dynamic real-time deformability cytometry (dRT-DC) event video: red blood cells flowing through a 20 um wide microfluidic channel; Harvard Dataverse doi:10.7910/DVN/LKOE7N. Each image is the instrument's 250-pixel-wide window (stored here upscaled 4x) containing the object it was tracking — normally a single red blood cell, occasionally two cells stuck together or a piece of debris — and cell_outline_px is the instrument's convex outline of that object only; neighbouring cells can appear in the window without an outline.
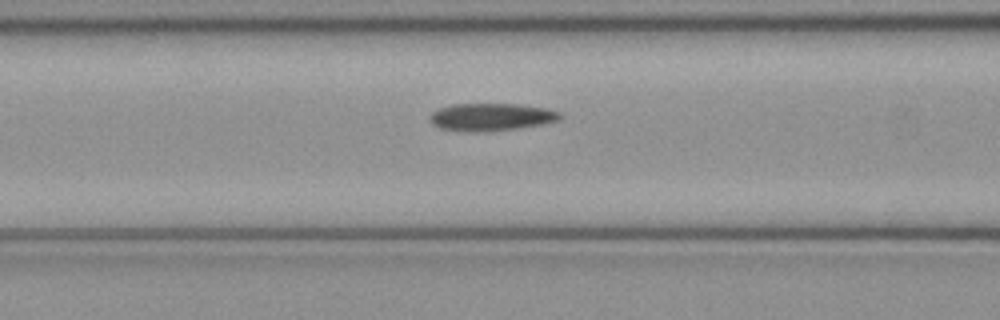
{"species": "common noctule bat (a hibernating species)", "species_latin": "Nyctalus noctula", "temperature_condition": "cold", "stored_images_in_passage": 44, "camera_frame_rate_fps": 3000, "um_per_image_px": 0.085, "animal": {"sex": "female", "body_mass_g": 21.9}, "frame": {"image": 1, "passage_image": 14, "time_ms": 4.333, "image_size_px": [1000, 320], "cell_outline_px": [[564, 116], [560, 120], [544, 124], [520, 128], [488, 132], [464, 132], [440, 128], [432, 124], [428, 120], [428, 116], [432, 112], [440, 108], [452, 104], [520, 104], [548, 108], [560, 112]], "centroid_in_image_um": [41.77, 9.95], "position_along_channel_um": 124.8, "area_um2": 21.44}}
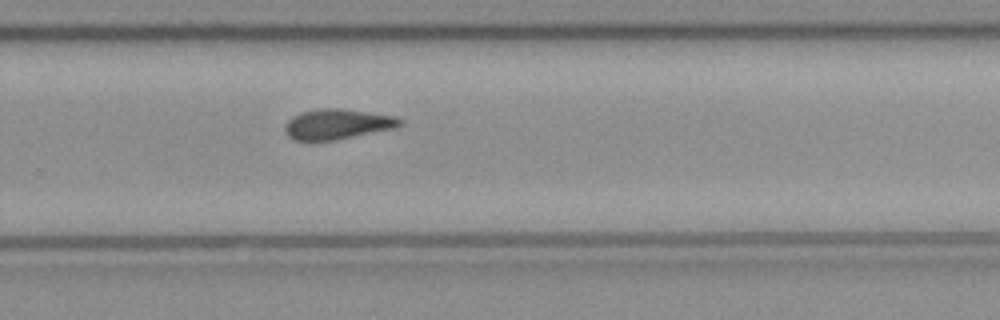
{"frame": {"image": 2, "passage_image": 27, "time_ms": 8.667, "image_size_px": [1000, 320], "cell_outline_px": [[404, 124], [396, 128], [336, 140], [292, 140], [288, 136], [284, 128], [284, 124], [292, 116], [300, 112], [320, 108], [340, 108], [396, 116]], "centroid_in_image_um": [28.66, 10.55], "position_along_channel_um": 301.1, "area_um2": 20.4}}
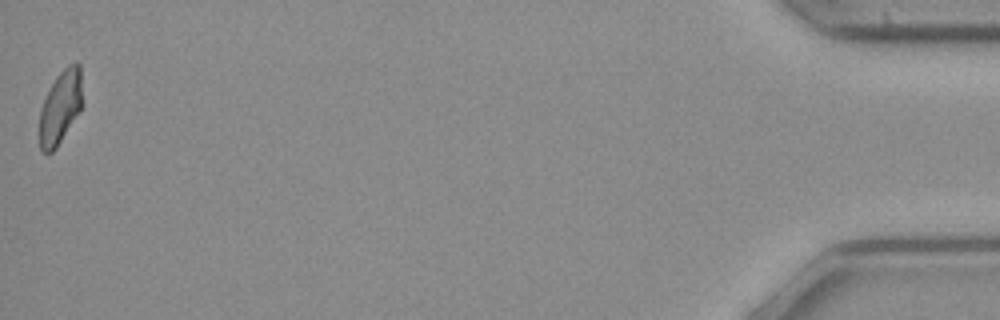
{"frame": {"image": 3, "passage_image": 44, "time_ms": 14.333, "image_size_px": [1000, 320], "cell_outline_px": [[80, 112], [56, 148], [52, 152], [44, 152], [40, 148], [40, 108], [56, 76], [68, 64], [76, 60], [80, 64]], "centroid_in_image_um": [5.12, 9.1], "position_along_channel_um": 430.1, "area_um2": 17.92}, "authors_computed_cell_mechanics": {"area_um2": 20.4034, "velocity_mm_per_s": 4.074, "shape_relaxation_time_tau1_ms": null, "shape_relaxation_time_tau2_ms": 5.7825, "deformation_change_tau1": null, "deformation_change_tau2": 0.1425}}